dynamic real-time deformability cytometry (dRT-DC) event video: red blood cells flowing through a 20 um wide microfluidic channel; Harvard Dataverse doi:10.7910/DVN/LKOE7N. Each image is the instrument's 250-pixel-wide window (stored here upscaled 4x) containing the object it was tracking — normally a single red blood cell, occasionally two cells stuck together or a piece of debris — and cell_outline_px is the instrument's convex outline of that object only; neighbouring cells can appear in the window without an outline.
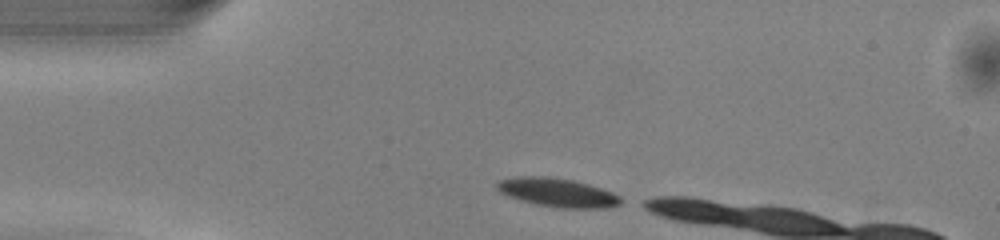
{"species": "common noctule bat (a hibernating species)", "species_latin": "Nyctalus noctula", "temperature_condition": "warm", "stored_images_in_passage": 5, "camera_frame_rate_fps": 3000, "um_per_image_px": 0.085, "animal": {"sex": "male", "body_mass_g": 13.0, "forearm_length_mm": 53.1}, "frame": {"image": 1, "passage_image": 1, "time_ms": 0.0, "image_size_px": [1000, 240], "cell_outline_px": [[620, 204], [608, 208], [556, 208], [536, 204], [520, 200], [508, 196], [500, 192], [496, 188], [496, 180], [516, 176], [540, 176], [572, 180], [588, 184], [612, 192], [620, 196]], "centroid_in_image_um": [47.34, 16.37], "position_along_channel_um": 37.7, "area_um2": 20.75}}